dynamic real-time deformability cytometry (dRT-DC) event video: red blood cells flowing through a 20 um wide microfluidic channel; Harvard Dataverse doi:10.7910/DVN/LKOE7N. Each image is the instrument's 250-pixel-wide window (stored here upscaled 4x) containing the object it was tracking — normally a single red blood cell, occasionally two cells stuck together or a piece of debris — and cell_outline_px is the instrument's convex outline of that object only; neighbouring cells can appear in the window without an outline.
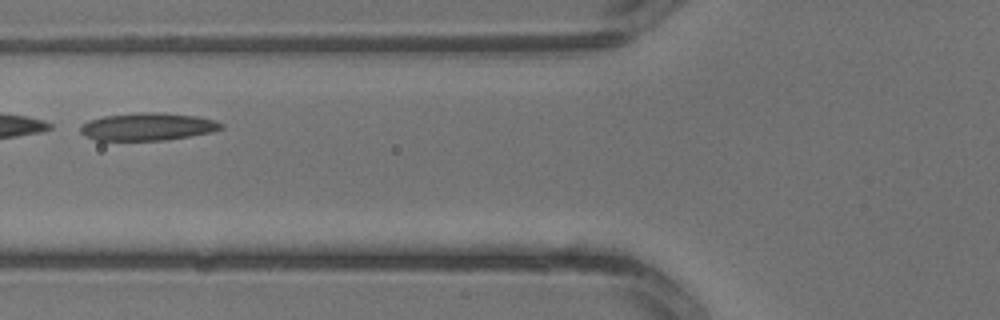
{"species": "common noctule bat (a hibernating species)", "species_latin": "Nyctalus noctula", "temperature_condition": "warm", "stored_images_in_passage": 3, "camera_frame_rate_fps": 3000, "um_per_image_px": 0.085, "animal": {"sex": "male", "body_mass_g": 13.3}, "frame": {"image": 1, "passage_image": 3, "time_ms": 0.667, "image_size_px": [1000, 320], "cell_outline_px": [[224, 128], [212, 132], [164, 140], [96, 140], [84, 136], [80, 132], [80, 124], [88, 120], [104, 116], [140, 112], [156, 112], [196, 116], [212, 120], [224, 124]], "centroid_in_image_um": [12.51, 10.76], "position_along_channel_um": 113.3, "area_um2": 22.6}}